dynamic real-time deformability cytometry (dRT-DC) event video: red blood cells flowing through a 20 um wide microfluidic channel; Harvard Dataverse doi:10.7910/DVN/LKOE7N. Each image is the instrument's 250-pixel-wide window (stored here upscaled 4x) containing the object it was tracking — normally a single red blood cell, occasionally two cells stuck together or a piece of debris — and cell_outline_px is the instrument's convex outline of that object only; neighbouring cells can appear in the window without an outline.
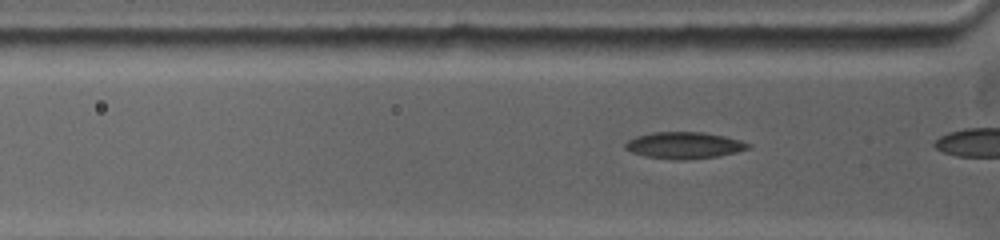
{"species": "common noctule bat (a hibernating species)", "species_latin": "Nyctalus noctula", "temperature_condition": "warm", "stored_images_in_passage": 7, "camera_frame_rate_fps": 5000, "um_per_image_px": 0.085, "animal": {"sex": "female", "body_mass_g": 19.0, "forearm_length_mm": 53.3}, "frame": {"image": 1, "passage_image": 4, "time_ms": 0.6, "image_size_px": [1000, 240], "cell_outline_px": [[752, 144], [748, 148], [736, 152], [720, 156], [688, 160], [672, 160], [644, 156], [632, 152], [624, 148], [624, 144], [628, 140], [636, 136], [652, 132], [704, 132], [724, 136], [740, 140]], "centroid_in_image_um": [58.14, 12.36], "position_along_channel_um": 67.7, "area_um2": 19.25}}